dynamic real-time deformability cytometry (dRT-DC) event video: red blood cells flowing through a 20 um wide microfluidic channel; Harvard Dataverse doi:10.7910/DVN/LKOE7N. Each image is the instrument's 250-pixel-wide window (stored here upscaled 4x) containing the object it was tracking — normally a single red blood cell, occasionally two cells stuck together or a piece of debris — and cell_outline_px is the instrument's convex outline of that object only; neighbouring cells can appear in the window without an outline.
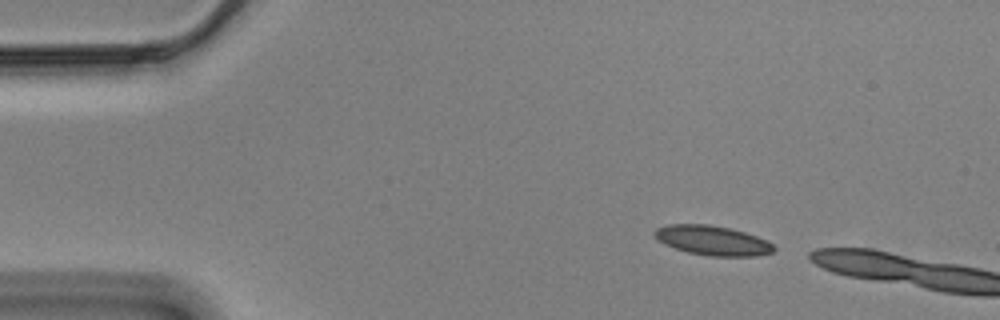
{"species": "Egyptian fruit bat (a non-hibernating species)", "species_latin": "Rousettus aegyptiacus", "temperature_condition": "cold", "stored_images_in_passage": 9, "camera_frame_rate_fps": 3000, "um_per_image_px": 0.085, "animal": {"sex": "male"}, "frame": {"image": 1, "passage_image": 1, "time_ms": 0.0, "image_size_px": [1000, 320], "cell_outline_px": [[776, 248], [772, 252], [756, 256], [712, 256], [688, 252], [664, 244], [652, 232], [656, 228], [668, 224], [708, 224], [728, 228], [744, 232], [756, 236], [772, 244]], "centroid_in_image_um": [60.55, 20.43], "position_along_channel_um": 24.5, "area_um2": 20.29}}